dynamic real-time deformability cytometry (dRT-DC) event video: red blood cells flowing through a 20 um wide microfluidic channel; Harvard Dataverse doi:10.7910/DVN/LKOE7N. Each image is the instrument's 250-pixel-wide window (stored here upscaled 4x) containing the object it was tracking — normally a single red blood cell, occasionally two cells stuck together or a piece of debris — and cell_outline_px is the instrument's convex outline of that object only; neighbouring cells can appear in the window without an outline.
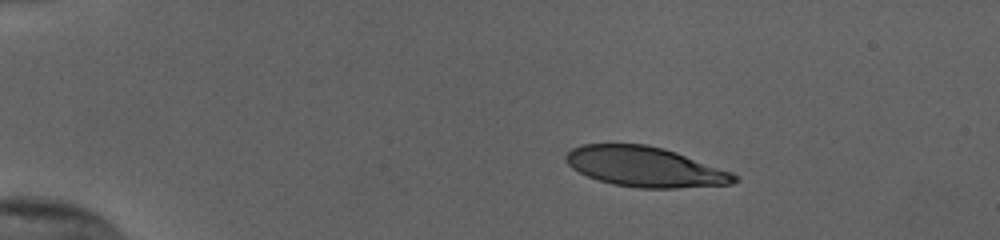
{"species": "human", "species_latin": "Homo sapiens", "temperature_condition": "cold", "stored_images_in_passage": 45, "camera_frame_rate_fps": 3000, "um_per_image_px": 0.085, "donor": {"sex": "female"}, "frame": {"image": 1, "passage_image": 1, "time_ms": 0.0, "image_size_px": [1000, 240], "cell_outline_px": [[740, 180], [732, 184], [676, 188], [640, 188], [612, 184], [588, 176], [572, 168], [564, 160], [564, 156], [572, 148], [580, 144], [644, 144], [664, 148], [676, 152], [732, 172]], "centroid_in_image_um": [54.82, 14.17], "position_along_channel_um": 30.2, "area_um2": 39.25}}
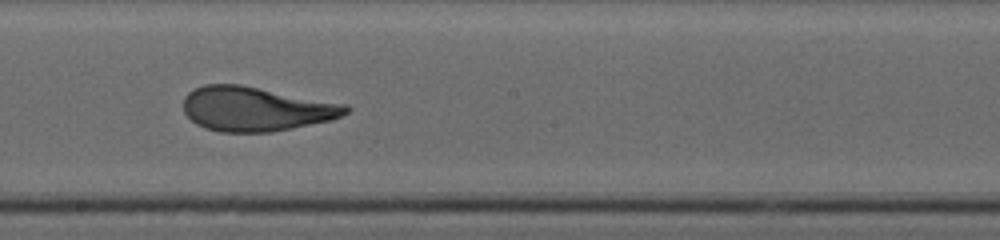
{"frame": {"image": 2, "passage_image": 23, "time_ms": 7.333, "image_size_px": [1000, 240], "cell_outline_px": [[352, 108], [348, 112], [332, 120], [272, 132], [220, 132], [204, 128], [196, 124], [184, 112], [184, 96], [188, 92], [204, 84], [240, 84], [348, 104]], "centroid_in_image_um": [21.76, 9.25], "position_along_channel_um": 226.4, "area_um2": 42.19}}
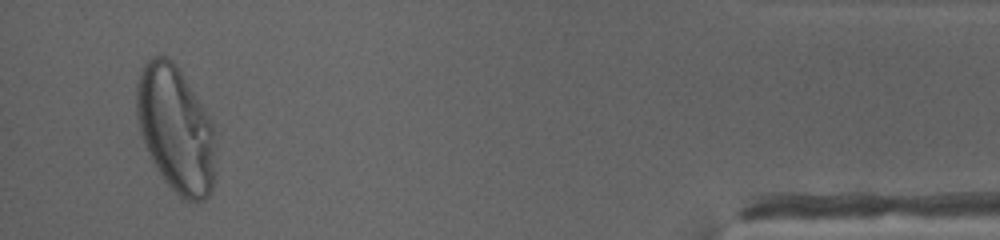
{"frame": {"image": 3, "passage_image": 43, "time_ms": 14.0, "image_size_px": [1000, 240], "cell_outline_px": [[216, 148], [212, 188], [208, 196], [204, 200], [180, 200], [164, 180], [156, 168], [144, 144], [140, 132], [136, 116], [136, 84], [140, 72], [144, 64], [152, 56], [164, 56], [172, 60], [180, 68], [208, 112], [212, 124]], "centroid_in_image_um": [14.93, 10.96], "position_along_channel_um": 420.3, "area_um2": 58.78}, "authors_computed_cell_mechanics": {"area_um2": 42.194, "velocity_mm_per_s": 3.8286, "shape_relaxation_time_tau1_ms": 4.9062, "shape_relaxation_time_tau2_ms": 0.8122, "deformation_change_tau1": 0.2373, "deformation_change_tau2": 0.0762}}